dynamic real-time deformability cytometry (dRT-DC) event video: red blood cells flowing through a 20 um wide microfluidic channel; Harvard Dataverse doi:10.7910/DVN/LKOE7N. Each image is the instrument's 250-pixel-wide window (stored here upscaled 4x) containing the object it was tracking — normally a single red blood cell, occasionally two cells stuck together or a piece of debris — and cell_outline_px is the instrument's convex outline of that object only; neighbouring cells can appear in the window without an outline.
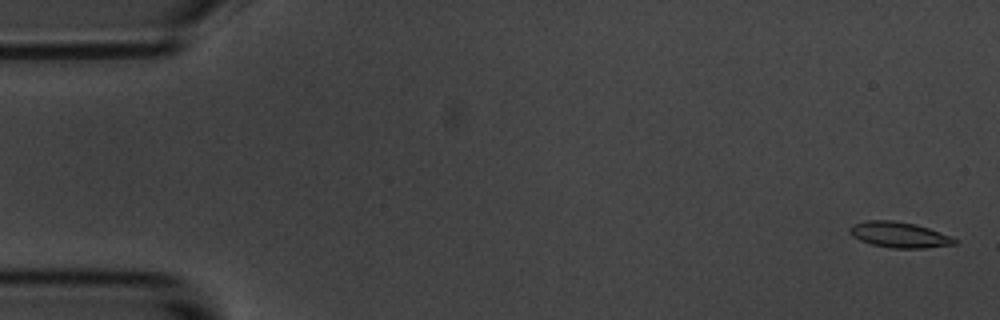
{"species": "common noctule bat (a hibernating species)", "species_latin": "Nyctalus noctula", "temperature_condition": "room temperature", "stored_images_in_passage": 5, "camera_frame_rate_fps": 3000, "um_per_image_px": 0.085, "animal": {"sex": "male", "body_mass_g": 20.1, "forearm_length_mm": 53.5}, "frame": {"image": 1, "passage_image": 1, "time_ms": 0.0, "image_size_px": [1000, 320], "cell_outline_px": [[956, 244], [924, 248], [892, 248], [872, 244], [860, 240], [852, 236], [848, 232], [848, 228], [852, 224], [868, 220], [892, 220], [916, 224], [928, 228], [948, 236], [956, 240]], "centroid_in_image_um": [76.36, 19.95], "position_along_channel_um": 8.6, "area_um2": 15.55}}
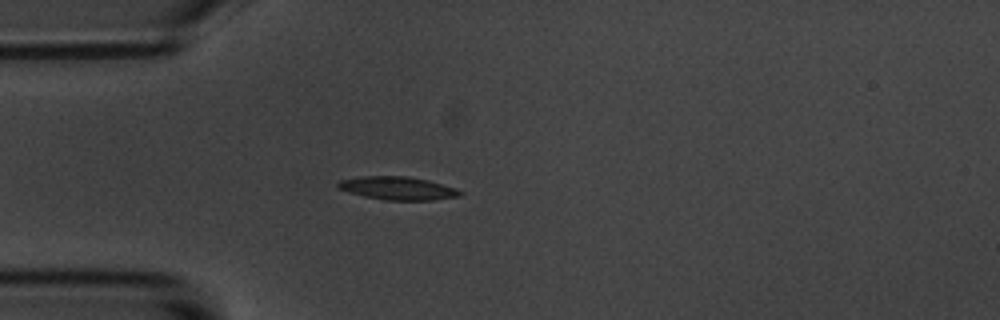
{"frame": {"image": 2, "passage_image": 5, "time_ms": 4.667, "image_size_px": [1000, 320], "cell_outline_px": [[464, 192], [460, 196], [432, 200], [384, 200], [364, 196], [336, 188], [336, 184], [340, 180], [364, 176], [408, 176], [428, 180], [456, 188]], "centroid_in_image_um": [33.81, 16.0], "position_along_channel_um": 51.2, "area_um2": 16.47}}